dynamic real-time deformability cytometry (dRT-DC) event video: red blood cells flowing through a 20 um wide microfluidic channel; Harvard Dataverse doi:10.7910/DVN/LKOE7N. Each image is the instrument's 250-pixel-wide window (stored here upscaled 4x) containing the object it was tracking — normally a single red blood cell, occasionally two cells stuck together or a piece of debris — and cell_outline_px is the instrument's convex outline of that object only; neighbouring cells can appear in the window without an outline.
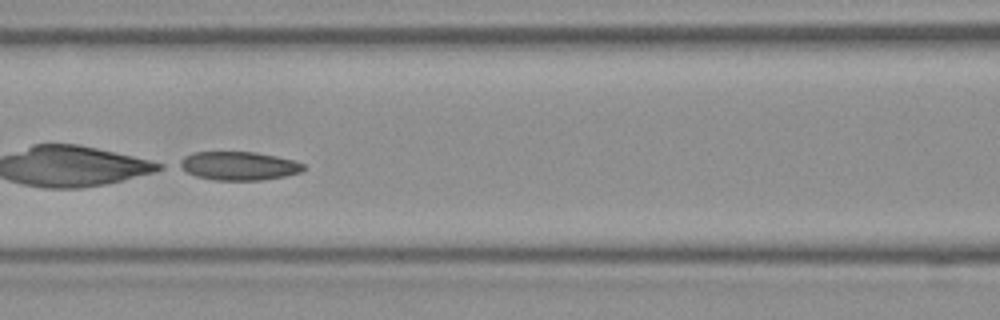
{"species": "Egyptian fruit bat (a non-hibernating species)", "species_latin": "Rousettus aegyptiacus", "temperature_condition": "room temperature", "stored_images_in_passage": 50, "camera_frame_rate_fps": 3000, "um_per_image_px": 0.085, "frame": {"image": 1, "passage_image": 23, "time_ms": 7.333, "image_size_px": [1000, 320], "cell_outline_px": [[308, 168], [300, 172], [284, 176], [260, 180], [212, 180], [196, 176], [172, 164], [184, 156], [192, 152], [256, 152], [296, 160], [304, 164]], "centroid_in_image_um": [20.25, 14.09], "position_along_channel_um": 146.4, "area_um2": 20.98}}